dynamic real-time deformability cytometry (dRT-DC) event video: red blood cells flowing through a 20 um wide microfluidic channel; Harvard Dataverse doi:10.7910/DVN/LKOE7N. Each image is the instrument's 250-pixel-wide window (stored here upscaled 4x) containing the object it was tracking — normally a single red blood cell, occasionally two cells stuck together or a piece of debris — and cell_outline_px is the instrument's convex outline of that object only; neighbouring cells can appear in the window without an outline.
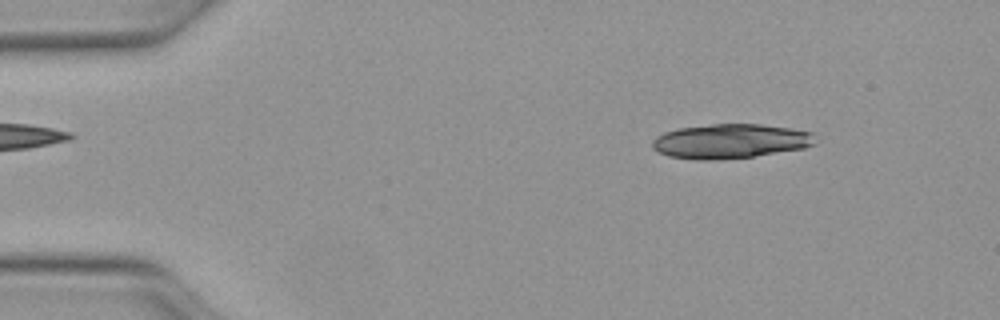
{"species": "Egyptian fruit bat (a non-hibernating species)", "species_latin": "Rousettus aegyptiacus", "temperature_condition": "warm", "stored_images_in_passage": 15, "camera_frame_rate_fps": 3000, "um_per_image_px": 0.085, "animal": {"sex": "female"}, "frame": {"image": 1, "passage_image": 6, "time_ms": 1.667, "image_size_px": [1000, 320], "cell_outline_px": [[816, 144], [804, 148], [752, 156], [712, 160], [696, 160], [668, 156], [652, 148], [652, 140], [656, 136], [664, 132], [676, 128], [712, 124], [760, 124], [792, 128], [812, 132]], "centroid_in_image_um": [62.05, 11.99], "position_along_channel_um": 22.9, "area_um2": 32.77}}